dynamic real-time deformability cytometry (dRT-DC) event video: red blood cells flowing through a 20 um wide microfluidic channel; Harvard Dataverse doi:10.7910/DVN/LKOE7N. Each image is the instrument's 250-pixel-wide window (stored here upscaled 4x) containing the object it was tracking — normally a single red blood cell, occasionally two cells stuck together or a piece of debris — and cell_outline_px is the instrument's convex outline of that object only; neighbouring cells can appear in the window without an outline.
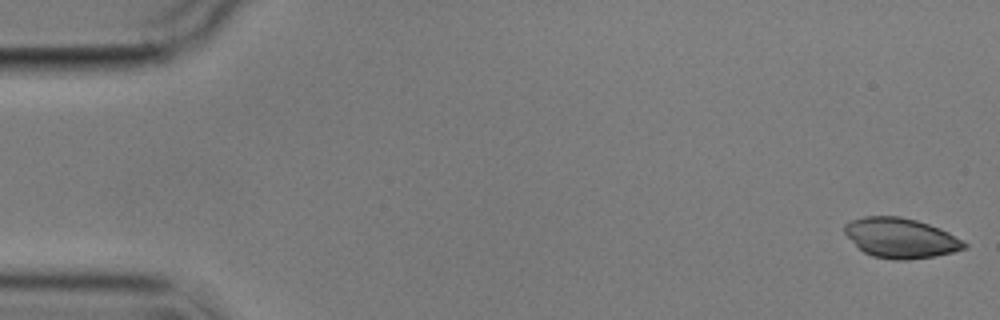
{"species": "common noctule bat (a hibernating species)", "species_latin": "Nyctalus noctula", "temperature_condition": "cold", "stored_images_in_passage": 6, "camera_frame_rate_fps": 3000, "um_per_image_px": 0.085, "animal": {"sex": "male", "body_mass_g": 17.9}, "frame": {"image": 1, "passage_image": 1, "time_ms": 0.0, "image_size_px": [1000, 320], "cell_outline_px": [[968, 248], [936, 256], [908, 260], [892, 260], [872, 256], [864, 252], [844, 232], [844, 224], [852, 220], [864, 216], [900, 216], [916, 220], [940, 228], [948, 232], [968, 244]], "centroid_in_image_um": [76.58, 20.23], "position_along_channel_um": 8.4, "area_um2": 27.8}}
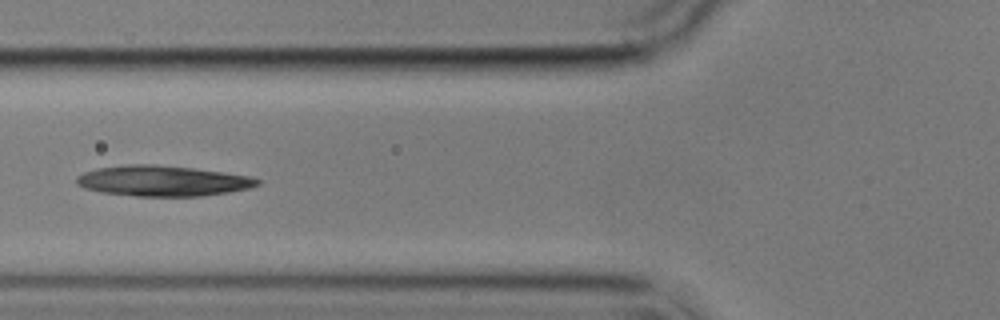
{"frame": {"image": 2, "passage_image": 6, "time_ms": 6.667, "image_size_px": [1000, 320], "cell_outline_px": [[260, 184], [248, 188], [228, 192], [200, 196], [136, 196], [104, 192], [84, 188], [76, 184], [76, 176], [84, 172], [96, 168], [128, 164], [156, 164], [192, 168], [224, 172], [248, 176], [260, 180]], "centroid_in_image_um": [13.79, 15.36], "position_along_channel_um": 112.0, "area_um2": 32.08}}